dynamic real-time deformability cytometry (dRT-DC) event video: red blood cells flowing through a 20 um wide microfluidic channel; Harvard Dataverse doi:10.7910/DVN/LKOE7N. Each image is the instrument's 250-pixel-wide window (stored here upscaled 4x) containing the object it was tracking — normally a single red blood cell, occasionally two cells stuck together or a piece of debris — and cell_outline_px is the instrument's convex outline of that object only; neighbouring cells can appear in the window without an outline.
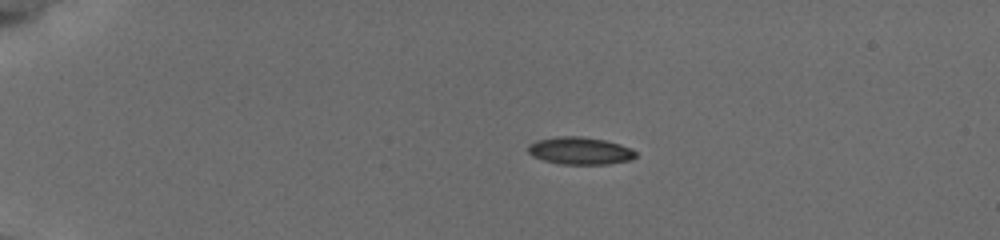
{"species": "common noctule bat (a hibernating species)", "species_latin": "Nyctalus noctula", "temperature_condition": "cold", "stored_images_in_passage": 43, "camera_frame_rate_fps": 3000, "um_per_image_px": 0.085, "animal": {"sex": "female", "body_mass_g": 19.5, "forearm_length_mm": 54.1}, "frame": {"image": 1, "passage_image": 1, "time_ms": 0.0, "image_size_px": [1000, 240], "cell_outline_px": [[636, 156], [632, 160], [608, 164], [560, 164], [544, 160], [532, 156], [528, 152], [528, 144], [536, 140], [556, 136], [580, 136], [604, 140], [620, 144], [632, 148], [636, 152]], "centroid_in_image_um": [49.3, 12.81], "position_along_channel_um": 35.7, "area_um2": 17.34}}
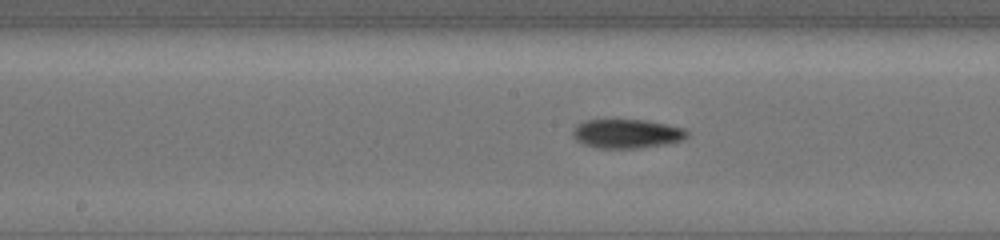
{"frame": {"image": 2, "passage_image": 19, "time_ms": 6.0, "image_size_px": [1000, 240], "cell_outline_px": [[688, 136], [680, 140], [664, 144], [640, 148], [600, 148], [584, 144], [576, 140], [572, 136], [572, 132], [576, 124], [584, 120], [644, 120], [684, 128], [688, 132]], "centroid_in_image_um": [53.23, 11.36], "position_along_channel_um": 195.0, "area_um2": 19.19}}
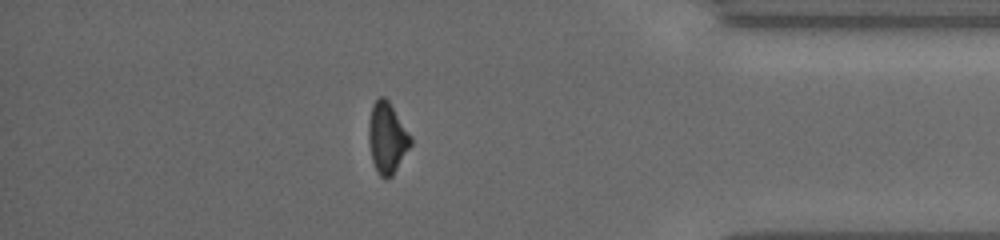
{"frame": {"image": 3, "passage_image": 37, "time_ms": 12.0, "image_size_px": [1000, 240], "cell_outline_px": [[412, 144], [392, 176], [384, 180], [380, 176], [372, 160], [368, 140], [368, 120], [372, 104], [380, 96], [384, 96], [388, 100], [412, 136]], "centroid_in_image_um": [32.9, 11.71], "position_along_channel_um": 402.3, "area_um2": 17.51}, "authors_computed_cell_mechanics": {"area_um2": 18.1492, "velocity_mm_per_s": 3.8565, "shape_relaxation_time_tau1_ms": 4.873, "shape_relaxation_time_tau2_ms": null, "deformation_change_tau1": 0.1538, "deformation_change_tau2": null}}